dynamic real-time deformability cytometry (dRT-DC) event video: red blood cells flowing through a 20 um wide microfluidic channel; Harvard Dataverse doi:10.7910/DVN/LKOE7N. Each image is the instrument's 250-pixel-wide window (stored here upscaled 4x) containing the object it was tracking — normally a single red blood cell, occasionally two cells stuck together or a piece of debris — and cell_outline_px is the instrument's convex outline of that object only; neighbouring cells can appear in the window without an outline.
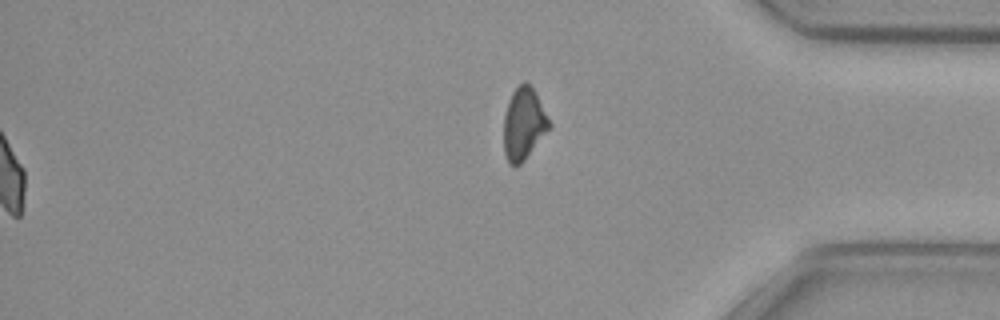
{"species": "common noctule bat (a hibernating species)", "species_latin": "Nyctalus noctula", "temperature_condition": "cold", "stored_images_in_passage": 40, "segment_of_instrument_passage": [2, 2], "camera_frame_rate_fps": 3000, "um_per_image_px": 0.085, "animal": {"sex": "female", "body_mass_g": 29.2, "forearm_length_mm": 56.3}, "frame": {"image": 1, "passage_image": 40, "time_ms": 13.0, "image_size_px": [1000, 320], "cell_outline_px": [[552, 124], [524, 160], [520, 164], [508, 164], [504, 152], [504, 116], [508, 100], [512, 92], [524, 80], [536, 92]], "centroid_in_image_um": [44.5, 10.49], "position_along_channel_um": 390.7, "area_um2": 18.9}}